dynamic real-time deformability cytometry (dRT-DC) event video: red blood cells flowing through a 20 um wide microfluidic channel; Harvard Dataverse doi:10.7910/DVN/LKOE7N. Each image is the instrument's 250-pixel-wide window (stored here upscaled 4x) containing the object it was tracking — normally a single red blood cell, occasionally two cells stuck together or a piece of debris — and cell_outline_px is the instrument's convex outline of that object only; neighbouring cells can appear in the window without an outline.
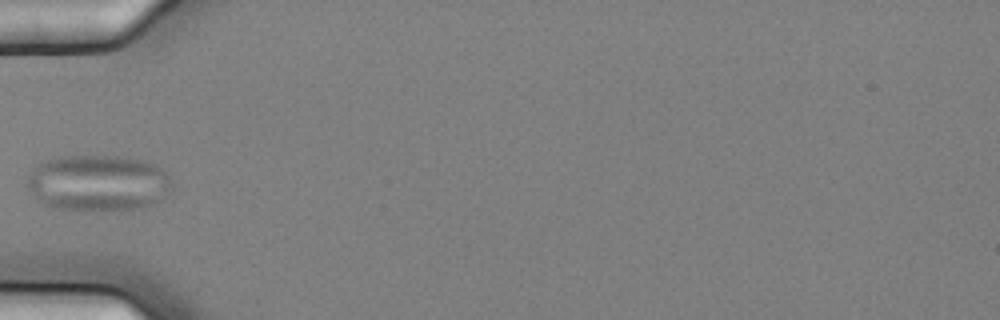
{"species": "common noctule bat (a hibernating species)", "species_latin": "Nyctalus noctula", "temperature_condition": "cold", "stored_images_in_passage": 9, "camera_frame_rate_fps": 3000, "um_per_image_px": 0.085, "animal": {"sex": "female", "body_mass_g": 25.1}, "frame": {"image": 1, "passage_image": 6, "time_ms": 1.667, "image_size_px": [1000, 320], "cell_outline_px": [[172, 188], [164, 200], [140, 208], [60, 208], [44, 204], [36, 200], [24, 184], [28, 176], [40, 164], [48, 160], [60, 156], [116, 156], [144, 160], [156, 164], [168, 176], [172, 184]], "centroid_in_image_um": [8.36, 15.52], "position_along_channel_um": 76.6, "area_um2": 46.88}}